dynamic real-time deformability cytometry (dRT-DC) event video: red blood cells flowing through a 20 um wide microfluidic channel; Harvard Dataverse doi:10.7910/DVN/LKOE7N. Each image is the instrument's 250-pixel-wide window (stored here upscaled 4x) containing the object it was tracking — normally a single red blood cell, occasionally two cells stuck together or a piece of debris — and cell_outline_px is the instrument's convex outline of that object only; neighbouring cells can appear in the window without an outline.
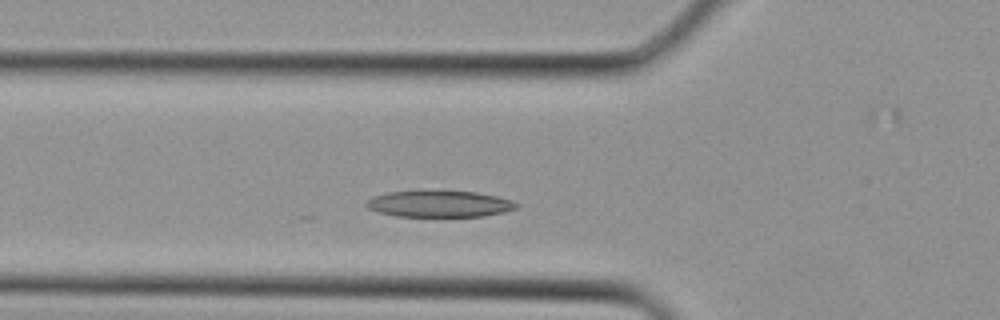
{"species": "Egyptian fruit bat (a non-hibernating species)", "species_latin": "Rousettus aegyptiacus", "temperature_condition": "cold", "stored_images_in_passage": 24, "camera_frame_rate_fps": 3000, "um_per_image_px": 0.085, "animal": {"sex": "female"}, "frame": {"image": 1, "passage_image": 5, "time_ms": 1.333, "image_size_px": [1000, 320], "cell_outline_px": [[520, 204], [516, 208], [504, 212], [484, 216], [396, 216], [380, 212], [368, 208], [364, 204], [368, 200], [376, 196], [388, 192], [416, 188], [420, 188], [476, 192], [496, 196], [512, 200]], "centroid_in_image_um": [37.34, 17.28], "position_along_channel_um": 88.5, "area_um2": 23.87}}
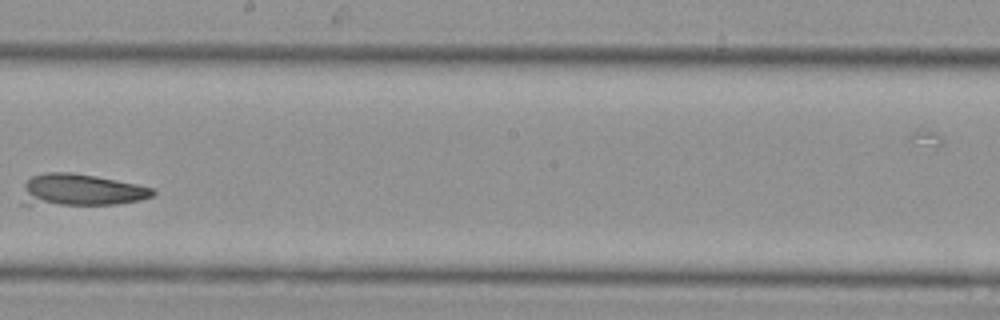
{"frame": {"image": 2, "passage_image": 13, "time_ms": 4.0, "image_size_px": [1000, 320], "cell_outline_px": [[156, 192], [152, 196], [140, 200], [116, 204], [20, 204], [24, 184], [32, 176], [44, 172], [72, 172], [96, 176], [136, 184], [152, 188]], "centroid_in_image_um": [6.84, 16.14], "position_along_channel_um": 241.4, "area_um2": 24.22}}
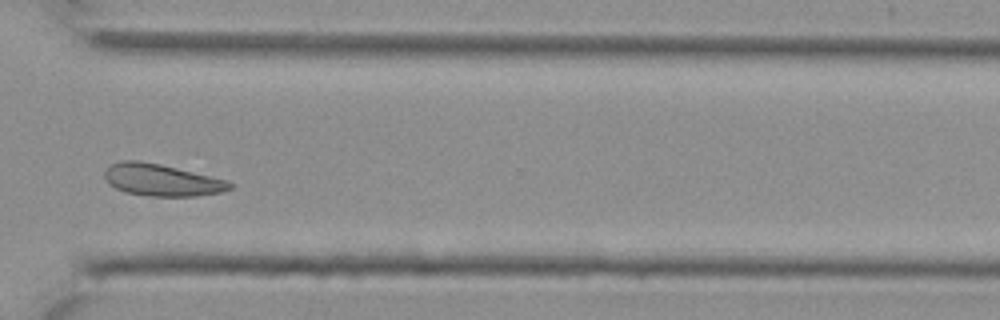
{"frame": {"image": 3, "passage_image": 19, "time_ms": 6.0, "image_size_px": [1000, 320], "cell_outline_px": [[232, 188], [220, 192], [196, 196], [152, 196], [124, 192], [108, 184], [104, 176], [104, 172], [112, 164], [120, 160], [140, 160], [160, 164], [228, 180], [232, 184]], "centroid_in_image_um": [13.72, 15.3], "position_along_channel_um": 356.9, "area_um2": 23.24}}